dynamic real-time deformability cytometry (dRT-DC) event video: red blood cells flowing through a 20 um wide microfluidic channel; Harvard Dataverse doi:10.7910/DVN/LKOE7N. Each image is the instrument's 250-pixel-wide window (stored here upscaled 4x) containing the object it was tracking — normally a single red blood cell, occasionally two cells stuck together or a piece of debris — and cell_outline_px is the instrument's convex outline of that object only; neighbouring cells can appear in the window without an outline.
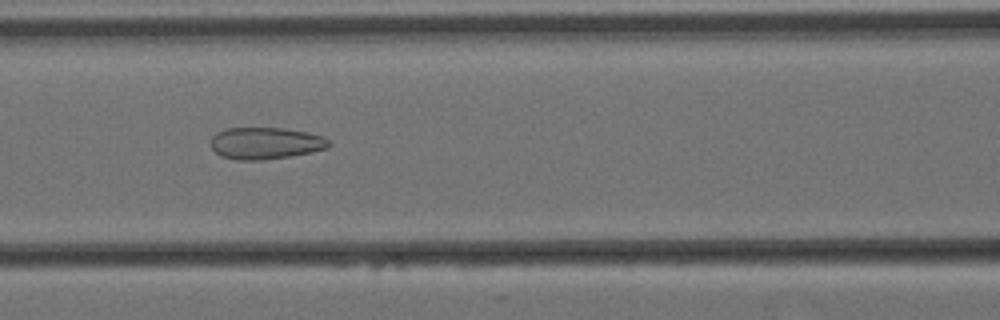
{"species": "Egyptian fruit bat (a non-hibernating species)", "species_latin": "Rousettus aegyptiacus", "temperature_condition": "cold", "stored_images_in_passage": 58, "camera_frame_rate_fps": 3000, "um_per_image_px": 0.085, "animal": {"sex": "female"}, "frame": {"image": 1, "passage_image": 24, "time_ms": 7.667, "image_size_px": [1000, 320], "cell_outline_px": [[332, 144], [328, 148], [288, 156], [264, 160], [236, 160], [220, 156], [212, 148], [212, 136], [216, 132], [224, 128], [284, 128], [308, 132], [324, 136]], "centroid_in_image_um": [22.56, 12.16], "position_along_channel_um": 144.0, "area_um2": 21.96}}
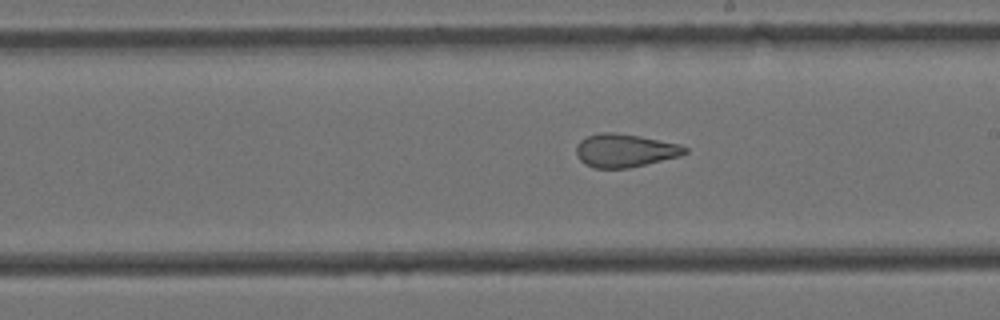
{"frame": {"image": 2, "passage_image": 32, "time_ms": 10.333, "image_size_px": [1000, 320], "cell_outline_px": [[688, 152], [680, 156], [628, 168], [596, 168], [584, 164], [576, 156], [576, 144], [580, 140], [588, 136], [600, 132], [612, 132], [640, 136], [680, 144], [688, 148]], "centroid_in_image_um": [53.1, 12.79], "position_along_channel_um": 235.9, "area_um2": 21.1}}
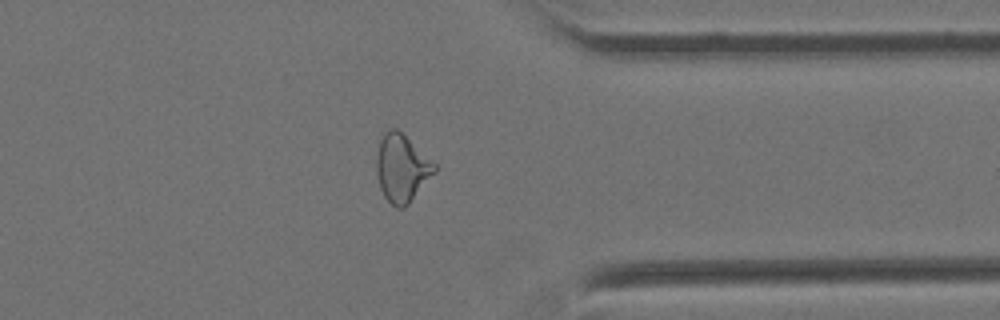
{"frame": {"image": 3, "passage_image": 45, "time_ms": 14.667, "image_size_px": [1000, 320], "cell_outline_px": [[436, 172], [408, 204], [404, 208], [396, 208], [384, 196], [380, 188], [376, 172], [376, 160], [380, 140], [384, 132], [388, 128], [396, 128], [436, 164]], "centroid_in_image_um": [34.14, 14.3], "position_along_channel_um": 377.3, "area_um2": 22.66}, "authors_computed_cell_mechanics": {"area_um2": 24.1893, "velocity_mm_per_s": 3.4564, "shape_relaxation_time_tau1_ms": null, "shape_relaxation_time_tau2_ms": 1.7456, "deformation_change_tau1": null, "deformation_change_tau2": 0.0962}}